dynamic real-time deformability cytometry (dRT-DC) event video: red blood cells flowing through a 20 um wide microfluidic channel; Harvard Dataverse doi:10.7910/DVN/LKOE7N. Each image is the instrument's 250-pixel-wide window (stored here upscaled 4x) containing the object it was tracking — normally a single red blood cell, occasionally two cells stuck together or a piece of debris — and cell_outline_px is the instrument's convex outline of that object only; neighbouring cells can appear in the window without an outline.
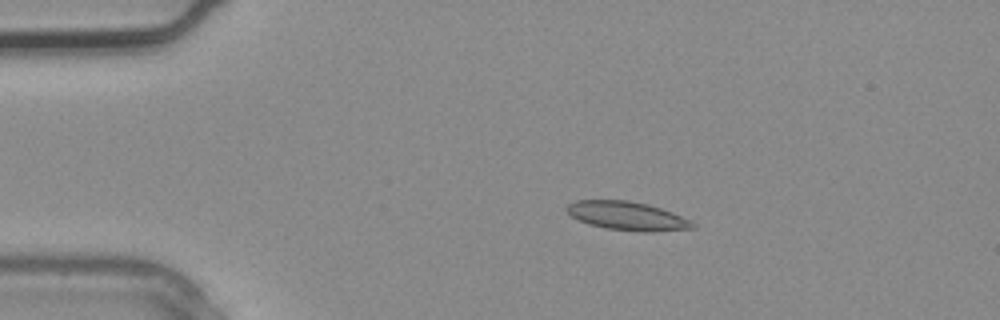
{"species": "common noctule bat (a hibernating species)", "species_latin": "Nyctalus noctula", "temperature_condition": "warm", "stored_images_in_passage": 2, "camera_frame_rate_fps": 3000, "um_per_image_px": 0.085, "animal": {"sex": "male", "body_mass_g": 20.4}, "frame": {"image": 1, "passage_image": 1, "time_ms": 0.0, "image_size_px": [1000, 320], "cell_outline_px": [[696, 228], [652, 232], [644, 232], [604, 228], [588, 224], [572, 216], [564, 208], [568, 204], [576, 200], [628, 200], [648, 204], [672, 212], [696, 224]], "centroid_in_image_um": [53.3, 18.35], "position_along_channel_um": 31.7, "area_um2": 20.98}}